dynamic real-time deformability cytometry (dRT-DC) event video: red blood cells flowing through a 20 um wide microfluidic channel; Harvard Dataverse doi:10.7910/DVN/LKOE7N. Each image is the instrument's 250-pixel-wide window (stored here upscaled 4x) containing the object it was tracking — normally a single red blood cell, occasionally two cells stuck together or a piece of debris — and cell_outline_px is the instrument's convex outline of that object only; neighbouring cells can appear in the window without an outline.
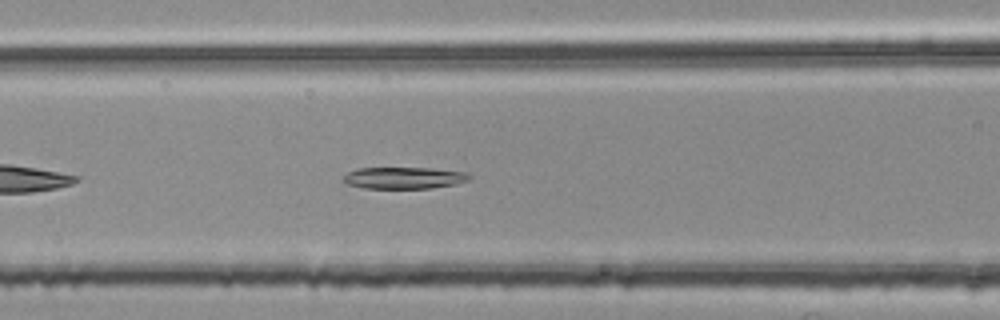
{"species": "common noctule bat (a hibernating species)", "species_latin": "Nyctalus noctula", "temperature_condition": "room temperature", "stored_images_in_passage": 34, "camera_frame_rate_fps": 3000, "um_per_image_px": 0.085, "animal": {"sex": "female", "body_mass_g": 25.1}, "frame": {"image": 1, "passage_image": 10, "time_ms": 3.0, "image_size_px": [1000, 320], "cell_outline_px": [[472, 176], [468, 180], [456, 184], [432, 188], [364, 188], [348, 184], [344, 180], [344, 176], [348, 172], [356, 168], [428, 168], [468, 172]], "centroid_in_image_um": [34.37, 15.11], "position_along_channel_um": 132.2, "area_um2": 15.9}}
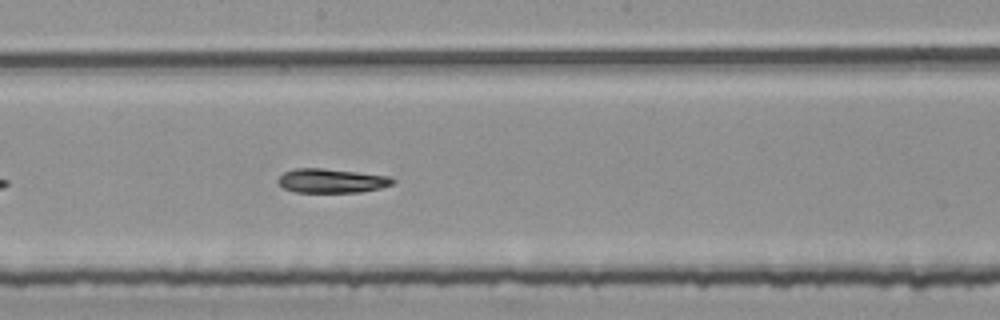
{"frame": {"image": 2, "passage_image": 17, "time_ms": 5.333, "image_size_px": [1000, 320], "cell_outline_px": [[396, 180], [392, 184], [380, 188], [360, 192], [296, 192], [284, 188], [276, 180], [284, 172], [296, 168], [324, 168], [392, 176]], "centroid_in_image_um": [28.21, 15.36], "position_along_channel_um": 220.0, "area_um2": 16.18}}
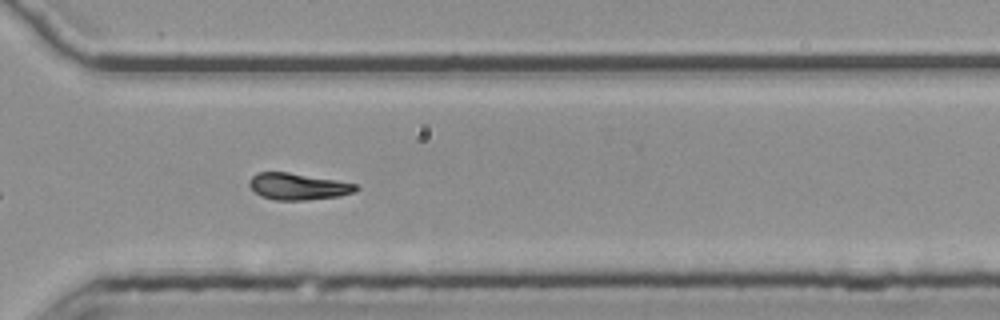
{"frame": {"image": 3, "passage_image": 27, "time_ms": 8.667, "image_size_px": [1000, 320], "cell_outline_px": [[360, 188], [356, 192], [340, 196], [308, 200], [276, 200], [260, 196], [248, 184], [248, 180], [256, 172], [288, 172], [336, 180], [356, 184]], "centroid_in_image_um": [25.34, 15.85], "position_along_channel_um": 345.3, "area_um2": 16.65}, "authors_computed_cell_mechanics": {"area_um2": 16.762, "velocity_mm_per_s": 3.7582, "shape_relaxation_time_tau1_ms": null, "shape_relaxation_time_tau2_ms": 2.5496, "deformation_change_tau1": null, "deformation_change_tau2": 0.0888}}